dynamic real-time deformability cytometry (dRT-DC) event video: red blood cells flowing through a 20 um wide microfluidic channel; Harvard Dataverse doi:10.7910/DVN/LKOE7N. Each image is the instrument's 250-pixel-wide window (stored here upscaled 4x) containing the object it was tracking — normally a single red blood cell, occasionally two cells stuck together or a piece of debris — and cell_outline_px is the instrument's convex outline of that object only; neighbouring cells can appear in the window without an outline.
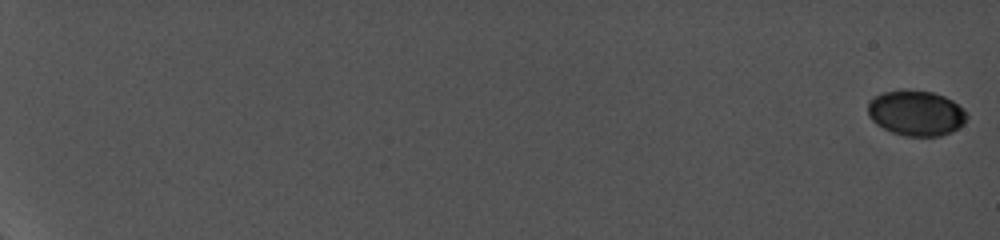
{"species": "common noctule bat (a hibernating species)", "species_latin": "Nyctalus noctula", "temperature_condition": "cold", "stored_images_in_passage": 45, "camera_frame_rate_fps": 5000, "um_per_image_px": 0.085, "animal": {"sex": "female", "body_mass_g": 19.0, "forearm_length_mm": 56.7}, "frame": {"image": 1, "passage_image": 1, "time_ms": 0.0, "image_size_px": [1000, 240], "cell_outline_px": [[968, 116], [964, 124], [952, 132], [940, 136], [904, 136], [892, 132], [876, 124], [868, 116], [868, 100], [884, 92], [900, 88], [904, 88], [932, 92], [944, 96], [952, 100], [964, 108]], "centroid_in_image_um": [77.87, 9.59], "position_along_channel_um": 7.1, "area_um2": 26.59}}
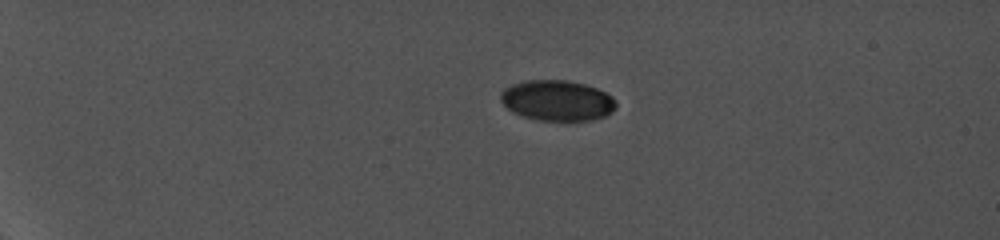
{"frame": {"image": 2, "passage_image": 26, "time_ms": 5.4, "image_size_px": [1000, 240], "cell_outline_px": [[616, 108], [612, 112], [604, 116], [592, 120], [540, 120], [524, 116], [512, 112], [500, 100], [500, 92], [504, 88], [512, 84], [528, 80], [568, 80], [584, 84], [596, 88], [612, 96], [616, 100]], "centroid_in_image_um": [47.36, 8.53], "position_along_channel_um": 37.6, "area_um2": 27.22}}
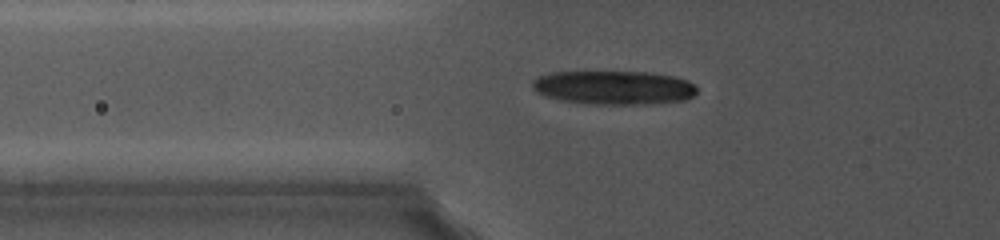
{"frame": {"image": 3, "passage_image": 45, "time_ms": 8.8, "image_size_px": [1000, 240], "cell_outline_px": [[696, 92], [692, 96], [684, 100], [652, 104], [588, 104], [560, 100], [548, 96], [532, 88], [532, 80], [536, 76], [552, 72], [652, 72], [672, 76], [688, 80], [696, 88]], "centroid_in_image_um": [52.17, 7.44], "position_along_channel_um": 73.6, "area_um2": 32.43}}